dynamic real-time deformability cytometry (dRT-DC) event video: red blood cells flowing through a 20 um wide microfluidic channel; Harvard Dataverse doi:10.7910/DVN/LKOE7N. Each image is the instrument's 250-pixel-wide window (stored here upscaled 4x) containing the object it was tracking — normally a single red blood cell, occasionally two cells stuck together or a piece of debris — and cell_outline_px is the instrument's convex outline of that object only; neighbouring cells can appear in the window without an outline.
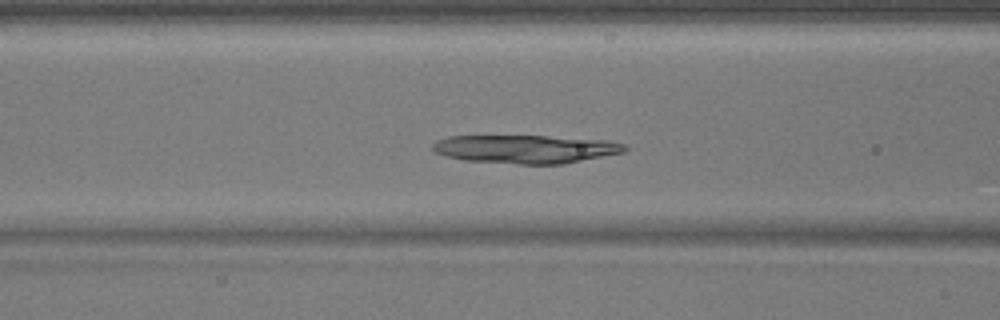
{"species": "common noctule bat (a hibernating species)", "species_latin": "Nyctalus noctula", "temperature_condition": "warm", "stored_images_in_passage": 39, "camera_frame_rate_fps": 3000, "um_per_image_px": 0.085, "animal": {"sex": "male", "body_mass_g": 17.9}, "frame": {"image": 1, "passage_image": 9, "time_ms": 2.667, "image_size_px": [1000, 320], "cell_outline_px": [[628, 148], [624, 152], [564, 164], [520, 164], [464, 160], [448, 156], [436, 152], [432, 148], [432, 144], [436, 140], [448, 136], [548, 136], [608, 140], [624, 144]], "centroid_in_image_um": [44.7, 12.66], "position_along_channel_um": 121.9, "area_um2": 31.67}}
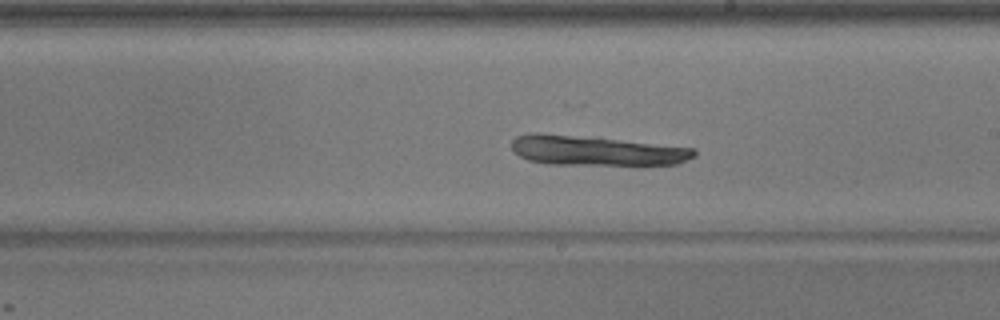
{"frame": {"image": 2, "passage_image": 18, "time_ms": 5.667, "image_size_px": [1000, 320], "cell_outline_px": [[696, 156], [680, 164], [640, 168], [548, 164], [528, 160], [512, 152], [512, 140], [516, 136], [532, 132], [540, 132], [696, 148]], "centroid_in_image_um": [50.75, 12.87], "position_along_channel_um": 238.2, "area_um2": 33.35}}
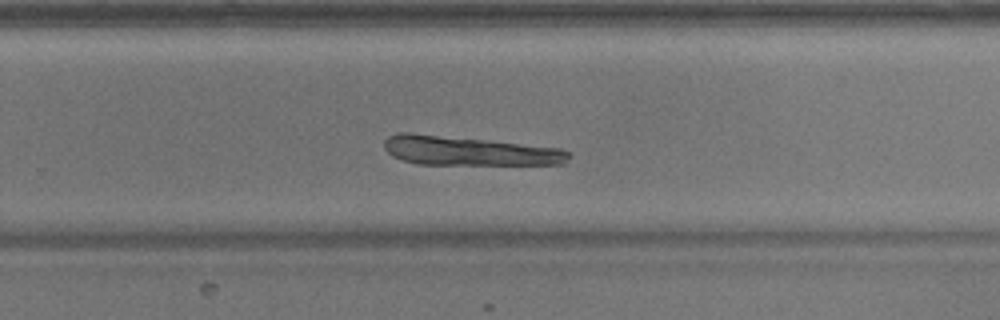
{"frame": {"image": 3, "passage_image": 22, "time_ms": 7.0, "image_size_px": [1000, 320], "cell_outline_px": [[568, 160], [564, 164], [420, 164], [404, 160], [392, 156], [384, 148], [384, 140], [388, 136], [396, 132], [412, 132], [560, 148], [568, 152]], "centroid_in_image_um": [39.78, 12.81], "position_along_channel_um": 290.0, "area_um2": 31.15}}